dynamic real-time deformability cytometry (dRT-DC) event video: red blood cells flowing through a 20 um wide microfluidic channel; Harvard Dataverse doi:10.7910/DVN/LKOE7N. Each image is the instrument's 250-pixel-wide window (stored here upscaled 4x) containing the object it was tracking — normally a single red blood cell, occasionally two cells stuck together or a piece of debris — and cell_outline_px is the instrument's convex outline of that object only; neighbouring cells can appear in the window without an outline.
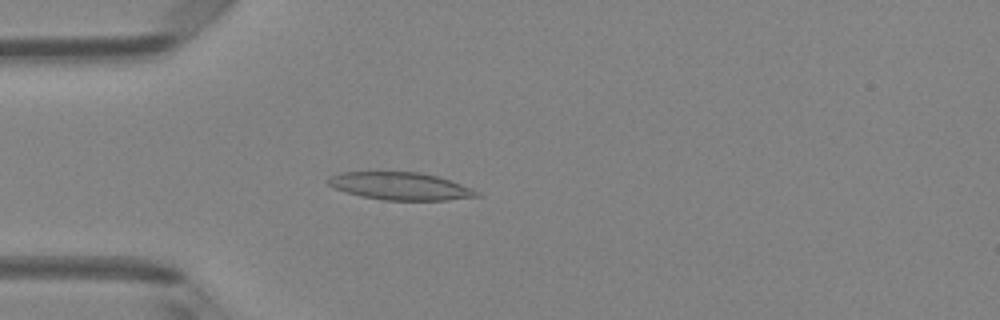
{"species": "Egyptian fruit bat (a non-hibernating species)", "species_latin": "Rousettus aegyptiacus", "temperature_condition": "room temperature", "stored_images_in_passage": 4, "camera_frame_rate_fps": 3000, "um_per_image_px": 0.085, "animal": {"sex": "female"}, "frame": {"image": 1, "passage_image": 4, "time_ms": 1.0, "image_size_px": [1000, 320], "cell_outline_px": [[484, 196], [448, 200], [384, 200], [360, 196], [336, 188], [328, 184], [328, 176], [344, 172], [420, 172], [436, 176], [472, 188], [480, 192]], "centroid_in_image_um": [34.07, 15.83], "position_along_channel_um": 50.9, "area_um2": 23.76}}